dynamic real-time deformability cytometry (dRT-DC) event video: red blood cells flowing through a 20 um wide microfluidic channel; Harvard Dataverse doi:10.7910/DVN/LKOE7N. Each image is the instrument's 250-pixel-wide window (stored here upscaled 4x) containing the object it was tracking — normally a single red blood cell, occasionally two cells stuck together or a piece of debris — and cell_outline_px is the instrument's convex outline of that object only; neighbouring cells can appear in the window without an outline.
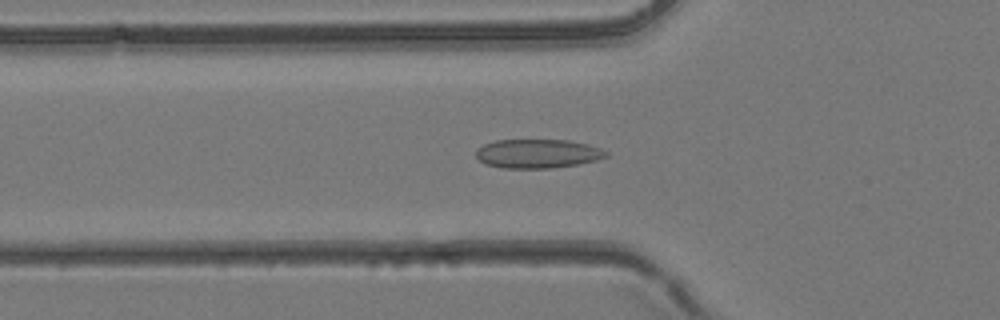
{"species": "common noctule bat (a hibernating species)", "species_latin": "Nyctalus noctula", "temperature_condition": "room temperature", "stored_images_in_passage": 36, "camera_frame_rate_fps": 3000, "um_per_image_px": 0.085, "animal": {"sex": "female", "body_mass_g": 24.6, "forearm_length_mm": 56.2}, "frame": {"image": 1, "passage_image": 13, "time_ms": 4.0, "image_size_px": [1000, 320], "cell_outline_px": [[608, 156], [596, 160], [580, 164], [552, 168], [504, 168], [484, 164], [476, 156], [476, 148], [484, 144], [496, 140], [568, 140], [588, 144], [600, 148], [608, 152]], "centroid_in_image_um": [45.7, 13.06], "position_along_channel_um": 80.1, "area_um2": 22.08}}
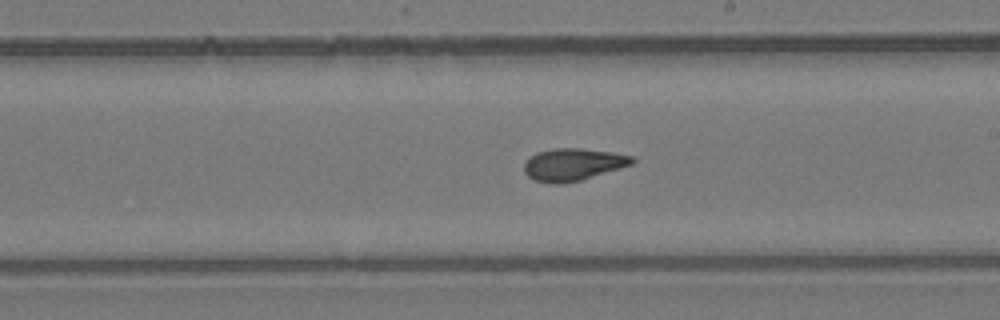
{"frame": {"image": 2, "passage_image": 23, "time_ms": 7.333, "image_size_px": [1000, 320], "cell_outline_px": [[636, 160], [632, 164], [580, 180], [560, 184], [552, 184], [536, 180], [528, 176], [524, 172], [524, 164], [536, 152], [556, 148], [580, 148], [612, 152], [632, 156]], "centroid_in_image_um": [48.7, 13.97], "position_along_channel_um": 240.3, "area_um2": 20.06}}
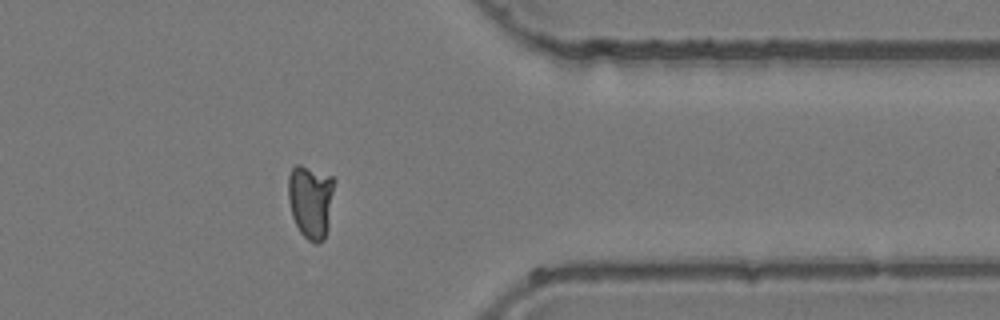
{"frame": {"image": 3, "passage_image": 33, "time_ms": 10.667, "image_size_px": [1000, 320], "cell_outline_px": [[336, 180], [328, 228], [324, 240], [316, 244], [308, 240], [300, 232], [292, 216], [288, 200], [288, 176], [292, 168], [296, 164], [300, 164], [332, 176]], "centroid_in_image_um": [26.42, 17.09], "position_along_channel_um": 385.0, "area_um2": 20.17}}